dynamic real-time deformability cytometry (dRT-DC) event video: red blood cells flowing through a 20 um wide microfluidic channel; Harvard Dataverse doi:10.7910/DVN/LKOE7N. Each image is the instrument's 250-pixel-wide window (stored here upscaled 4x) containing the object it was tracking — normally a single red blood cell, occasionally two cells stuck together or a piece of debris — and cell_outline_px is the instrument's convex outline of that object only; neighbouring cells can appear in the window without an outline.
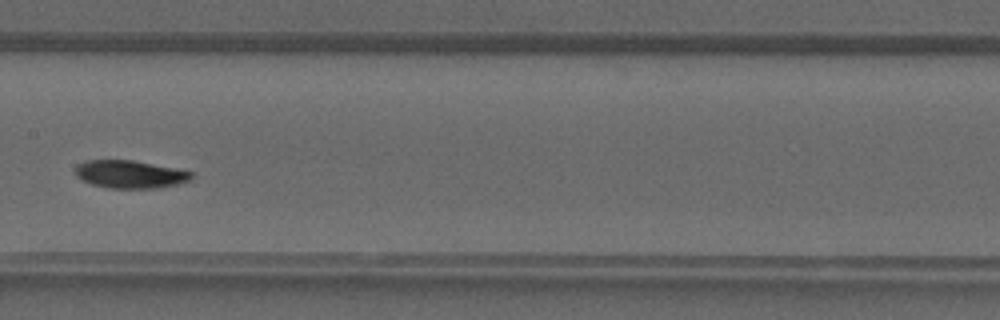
{"species": "common noctule bat (a hibernating species)", "species_latin": "Nyctalus noctula", "temperature_condition": "warm", "stored_images_in_passage": 37, "camera_frame_rate_fps": 3000, "um_per_image_px": 0.085, "animal": {"sex": "male", "forearm_length_mm": 52.5}, "frame": {"image": 1, "passage_image": 19, "time_ms": 6.0, "image_size_px": [1000, 320], "cell_outline_px": [[192, 176], [188, 180], [176, 184], [160, 188], [108, 188], [92, 184], [76, 176], [76, 164], [88, 160], [132, 160], [192, 172]], "centroid_in_image_um": [11.01, 14.81], "position_along_channel_um": 196.4, "area_um2": 18.5}}
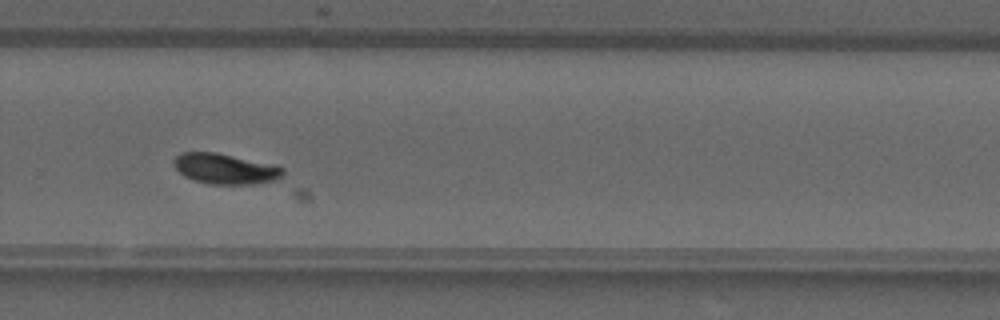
{"frame": {"image": 2, "passage_image": 26, "time_ms": 8.333, "image_size_px": [1000, 320], "cell_outline_px": [[284, 176], [272, 180], [252, 184], [208, 184], [192, 180], [184, 176], [176, 168], [172, 160], [180, 152], [216, 152], [276, 164], [284, 168]], "centroid_in_image_um": [19.15, 14.33], "position_along_channel_um": 310.7, "area_um2": 19.59}}
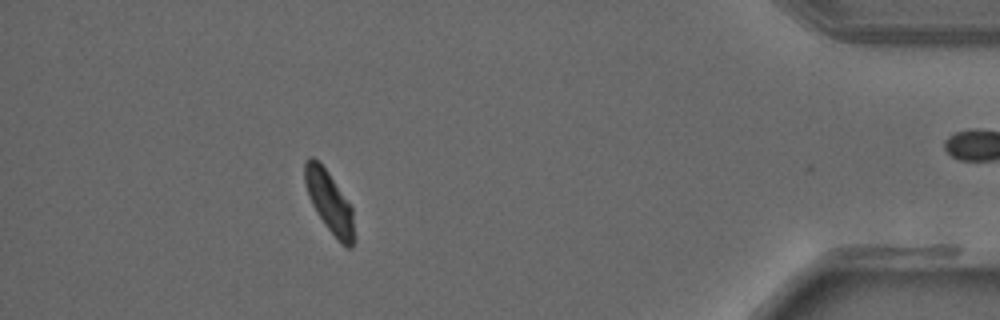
{"frame": {"image": 3, "passage_image": 35, "time_ms": 11.333, "image_size_px": [1000, 320], "cell_outline_px": [[352, 248], [348, 248], [328, 228], [316, 212], [308, 196], [304, 180], [304, 160], [308, 156], [312, 156], [328, 172], [352, 208]], "centroid_in_image_um": [27.93, 17.07], "position_along_channel_um": 407.3, "area_um2": 16.88}}